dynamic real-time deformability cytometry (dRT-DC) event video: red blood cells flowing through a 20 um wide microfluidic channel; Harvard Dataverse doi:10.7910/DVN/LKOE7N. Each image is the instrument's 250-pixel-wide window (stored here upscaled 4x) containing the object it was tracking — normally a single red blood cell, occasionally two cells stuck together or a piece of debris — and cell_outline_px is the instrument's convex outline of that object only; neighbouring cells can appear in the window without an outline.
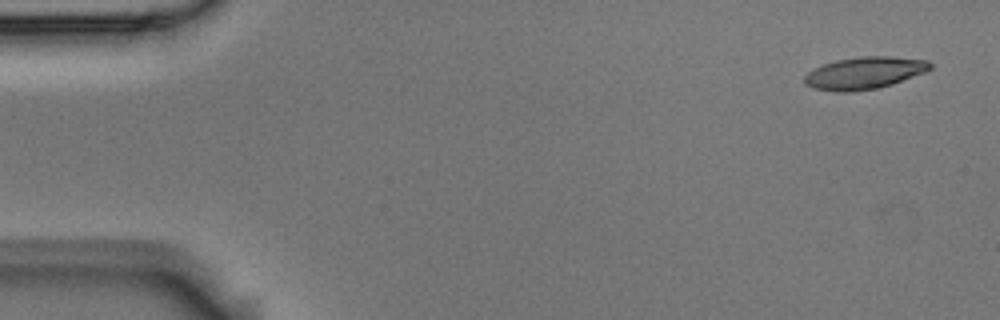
{"species": "Egyptian fruit bat (a non-hibernating species)", "species_latin": "Rousettus aegyptiacus", "temperature_condition": "room temperature", "stored_images_in_passage": 5, "camera_frame_rate_fps": 3000, "um_per_image_px": 0.085, "animal": {"sex": "male"}, "frame": {"image": 1, "passage_image": 1, "time_ms": 0.0, "image_size_px": [1000, 320], "cell_outline_px": [[932, 68], [924, 72], [892, 84], [880, 88], [852, 92], [836, 92], [816, 88], [804, 84], [804, 76], [808, 72], [824, 64], [836, 60], [860, 56], [892, 56], [928, 60], [932, 64]], "centroid_in_image_um": [73.48, 6.2], "position_along_channel_um": 11.5, "area_um2": 23.58}}
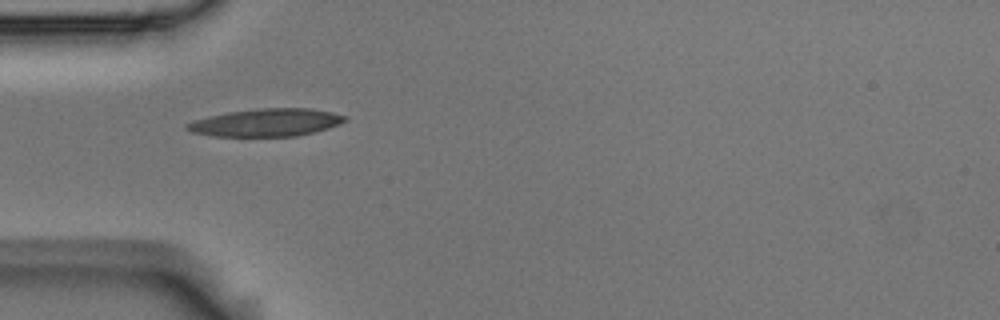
{"frame": {"image": 2, "passage_image": 4, "time_ms": 1.0, "image_size_px": [1000, 320], "cell_outline_px": [[348, 120], [328, 128], [296, 136], [212, 136], [192, 132], [184, 128], [184, 124], [192, 120], [208, 116], [228, 112], [260, 108], [312, 108], [332, 112], [348, 116]], "centroid_in_image_um": [22.61, 10.41], "position_along_channel_um": 62.4, "area_um2": 25.61}}
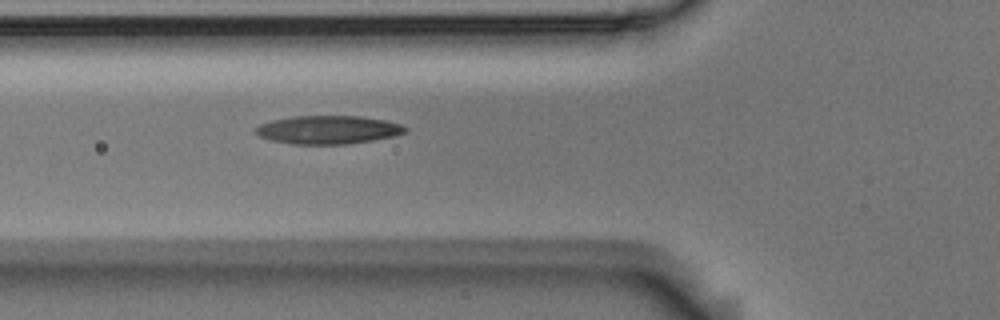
{"frame": {"image": 3, "passage_image": 5, "time_ms": 1.333, "image_size_px": [1000, 320], "cell_outline_px": [[408, 128], [404, 132], [392, 136], [372, 140], [348, 144], [292, 144], [272, 140], [260, 136], [256, 132], [256, 128], [260, 124], [272, 120], [296, 116], [360, 116], [384, 120], [400, 124]], "centroid_in_image_um": [27.88, 11.03], "position_along_channel_um": 97.9, "area_um2": 24.39}}